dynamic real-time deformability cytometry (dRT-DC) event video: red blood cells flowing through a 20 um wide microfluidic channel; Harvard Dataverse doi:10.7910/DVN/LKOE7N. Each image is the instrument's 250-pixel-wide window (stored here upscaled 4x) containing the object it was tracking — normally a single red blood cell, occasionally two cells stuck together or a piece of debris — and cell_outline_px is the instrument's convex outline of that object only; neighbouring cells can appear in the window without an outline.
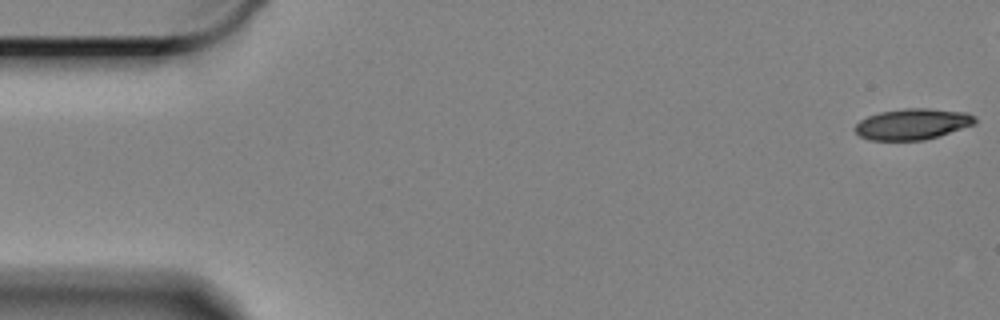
{"species": "Egyptian fruit bat (a non-hibernating species)", "species_latin": "Rousettus aegyptiacus", "temperature_condition": "cold", "stored_images_in_passage": 52, "camera_frame_rate_fps": 3000, "um_per_image_px": 0.085, "animal": {"sex": "female"}, "frame": {"image": 1, "passage_image": 1, "time_ms": 0.0, "image_size_px": [1000, 320], "cell_outline_px": [[976, 124], [924, 140], [868, 140], [860, 136], [856, 132], [856, 124], [860, 120], [868, 116], [880, 112], [904, 108], [928, 108], [968, 112], [976, 116]], "centroid_in_image_um": [77.59, 10.53], "position_along_channel_um": 7.4, "area_um2": 21.68}}
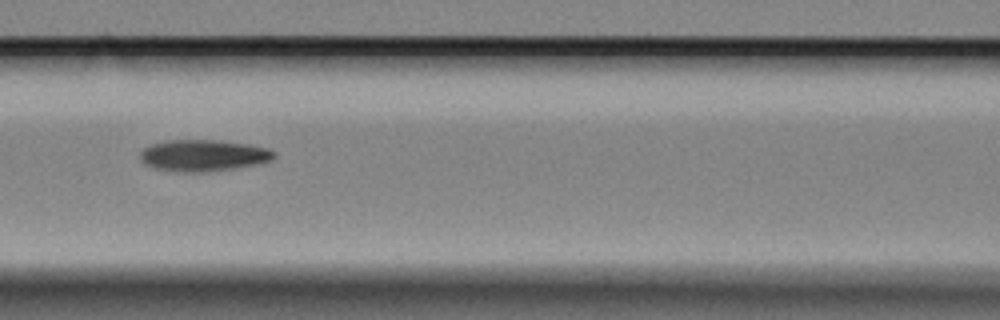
{"frame": {"image": 2, "passage_image": 25, "time_ms": 8.0, "image_size_px": [1000, 320], "cell_outline_px": [[276, 156], [272, 160], [256, 164], [236, 168], [204, 172], [180, 172], [152, 168], [144, 164], [140, 160], [140, 152], [144, 148], [152, 144], [168, 140], [216, 140], [248, 144], [268, 148], [276, 152]], "centroid_in_image_um": [17.27, 13.22], "position_along_channel_um": 149.3, "area_um2": 24.74}}
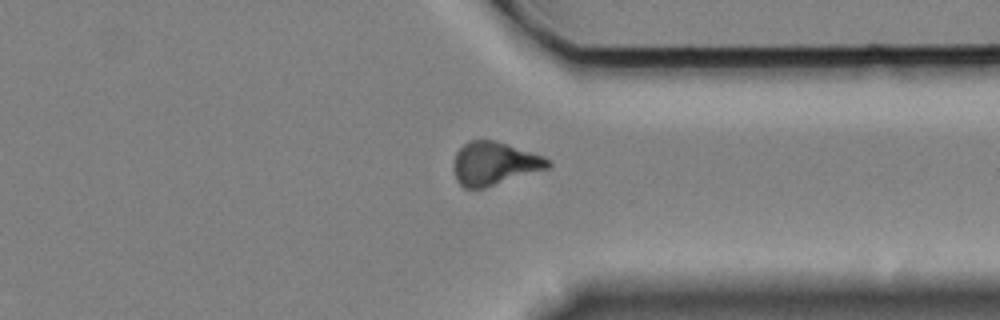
{"frame": {"image": 3, "passage_image": 45, "time_ms": 14.667, "image_size_px": [1000, 320], "cell_outline_px": [[552, 164], [548, 168], [484, 188], [464, 188], [456, 180], [452, 168], [452, 164], [456, 152], [468, 140], [496, 140], [544, 156], [552, 160]], "centroid_in_image_um": [42.0, 13.89], "position_along_channel_um": 369.4, "area_um2": 23.93}}